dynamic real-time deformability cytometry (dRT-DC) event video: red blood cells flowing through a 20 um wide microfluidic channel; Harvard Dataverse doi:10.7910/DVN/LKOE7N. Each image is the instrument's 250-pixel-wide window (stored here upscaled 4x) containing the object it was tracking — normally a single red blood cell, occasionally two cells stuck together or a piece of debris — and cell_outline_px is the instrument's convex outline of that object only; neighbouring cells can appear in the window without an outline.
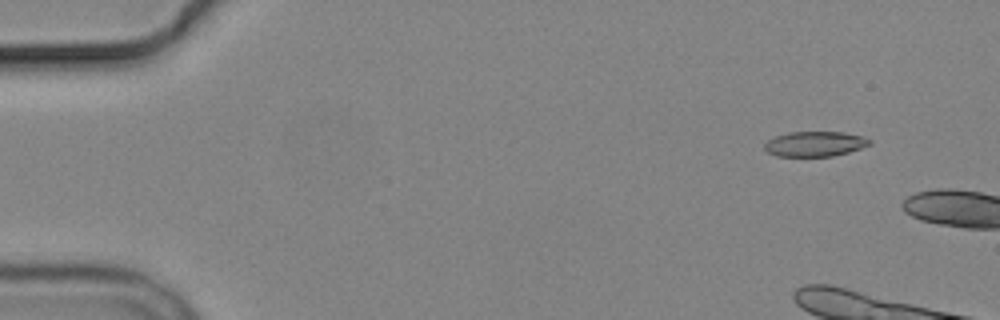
{"species": "common noctule bat (a hibernating species)", "species_latin": "Nyctalus noctula", "temperature_condition": "cold", "stored_images_in_passage": 3, "camera_frame_rate_fps": 3000, "um_per_image_px": 0.085, "animal": {"sex": "male", "body_mass_g": 19.2, "forearm_length_mm": 51.8}, "frame": {"image": 1, "passage_image": 2, "time_ms": 1.0, "image_size_px": [1000, 320], "cell_outline_px": [[872, 144], [848, 152], [832, 156], [776, 156], [768, 152], [764, 148], [764, 144], [768, 140], [776, 136], [788, 132], [844, 132], [860, 136], [872, 140]], "centroid_in_image_um": [69.26, 12.23], "position_along_channel_um": 15.7, "area_um2": 15.26}}